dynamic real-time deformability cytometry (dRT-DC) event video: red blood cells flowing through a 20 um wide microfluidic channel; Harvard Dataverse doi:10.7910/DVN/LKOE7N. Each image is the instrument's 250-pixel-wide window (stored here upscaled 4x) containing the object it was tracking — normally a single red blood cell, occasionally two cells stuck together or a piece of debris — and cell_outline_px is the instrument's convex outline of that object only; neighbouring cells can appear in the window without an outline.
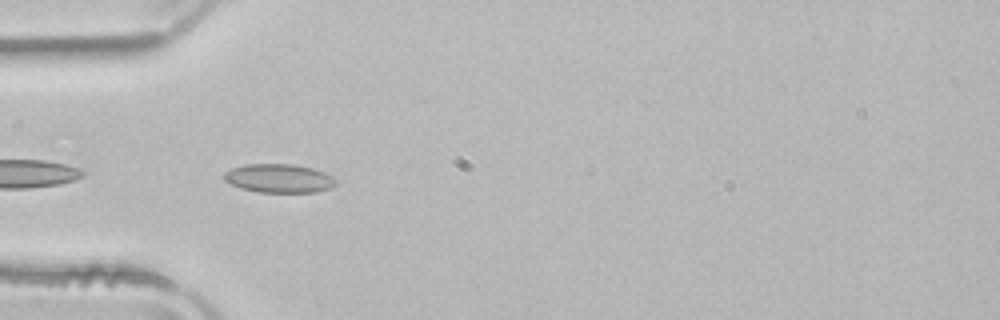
{"species": "common noctule bat (a hibernating species)", "species_latin": "Nyctalus noctula", "temperature_condition": "room temperature", "stored_images_in_passage": 9, "camera_frame_rate_fps": 3000, "um_per_image_px": 0.085, "animal": {"sex": "male", "body_mass_g": 21.5, "forearm_length_mm": 52.0}, "frame": {"image": 1, "passage_image": 2, "time_ms": 0.333, "image_size_px": [1000, 320], "cell_outline_px": [[336, 184], [328, 188], [316, 192], [260, 192], [240, 188], [224, 180], [224, 172], [232, 168], [244, 164], [292, 164], [312, 168], [324, 172], [332, 176], [336, 180]], "centroid_in_image_um": [23.7, 15.15], "position_along_channel_um": 61.3, "area_um2": 18.61}}
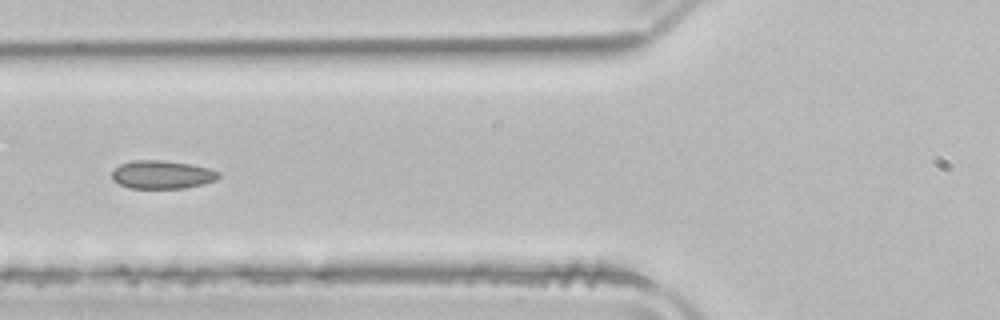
{"frame": {"image": 2, "passage_image": 6, "time_ms": 1.667, "image_size_px": [1000, 320], "cell_outline_px": [[220, 176], [216, 180], [204, 184], [184, 188], [128, 188], [112, 180], [112, 172], [120, 164], [132, 160], [160, 160], [188, 164], [208, 168], [220, 172]], "centroid_in_image_um": [13.77, 14.85], "position_along_channel_um": 112.0, "area_um2": 17.51}}